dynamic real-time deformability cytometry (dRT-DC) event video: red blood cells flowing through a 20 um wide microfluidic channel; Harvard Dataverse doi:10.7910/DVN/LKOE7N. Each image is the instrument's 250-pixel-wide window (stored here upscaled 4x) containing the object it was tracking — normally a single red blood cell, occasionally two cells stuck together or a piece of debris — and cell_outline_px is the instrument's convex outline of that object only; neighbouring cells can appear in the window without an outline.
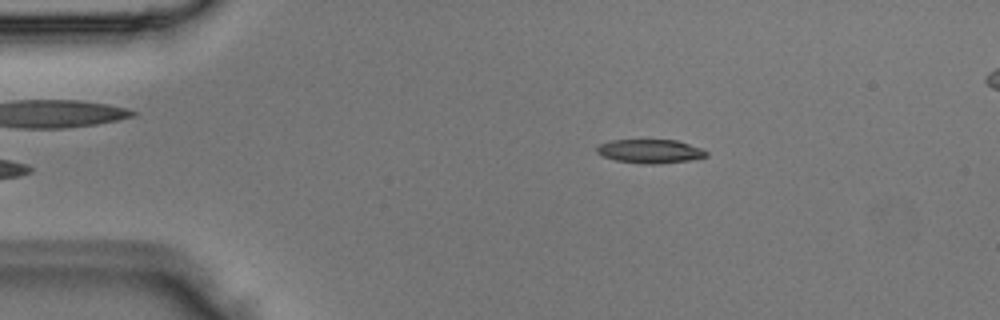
{"species": "Egyptian fruit bat (a non-hibernating species)", "species_latin": "Rousettus aegyptiacus", "temperature_condition": "room temperature", "stored_images_in_passage": 3, "camera_frame_rate_fps": 3000, "um_per_image_px": 0.085, "animal": {"sex": "male"}, "frame": {"image": 1, "passage_image": 3, "time_ms": 0.667, "image_size_px": [1000, 320], "cell_outline_px": [[708, 156], [692, 160], [656, 164], [640, 164], [616, 160], [604, 156], [596, 152], [596, 148], [600, 144], [612, 140], [676, 140], [700, 148], [708, 152]], "centroid_in_image_um": [55.27, 12.86], "position_along_channel_um": 29.7, "area_um2": 15.14}}